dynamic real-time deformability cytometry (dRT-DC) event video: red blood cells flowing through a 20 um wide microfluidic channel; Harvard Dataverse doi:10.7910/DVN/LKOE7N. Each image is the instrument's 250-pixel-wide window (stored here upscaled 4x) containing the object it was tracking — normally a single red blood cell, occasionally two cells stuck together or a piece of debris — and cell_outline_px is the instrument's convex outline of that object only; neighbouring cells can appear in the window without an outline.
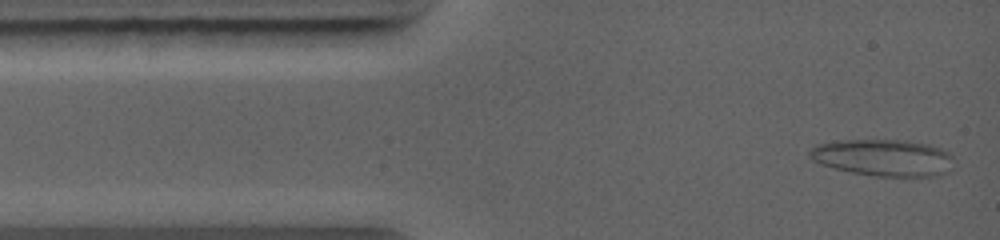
{"species": "common noctule bat (a hibernating species)", "species_latin": "Nyctalus noctula", "temperature_condition": "warm", "stored_images_in_passage": 80, "segment_of_instrument_passage": [1, 2], "camera_frame_rate_fps": 5000, "um_per_image_px": 0.085, "animal": {"sex": "female", "body_mass_g": 19.0, "forearm_length_mm": 56.7}, "frame": {"image": 1, "passage_image": 2, "time_ms": 0.2, "image_size_px": [1000, 240], "cell_outline_px": [[952, 156], [948, 172], [936, 176], [876, 176], [852, 172], [820, 164], [812, 160], [808, 156], [808, 152], [816, 144], [836, 140], [908, 140], [928, 144], [944, 148]], "centroid_in_image_um": [75.06, 13.38], "position_along_channel_um": 9.9, "area_um2": 30.98}}
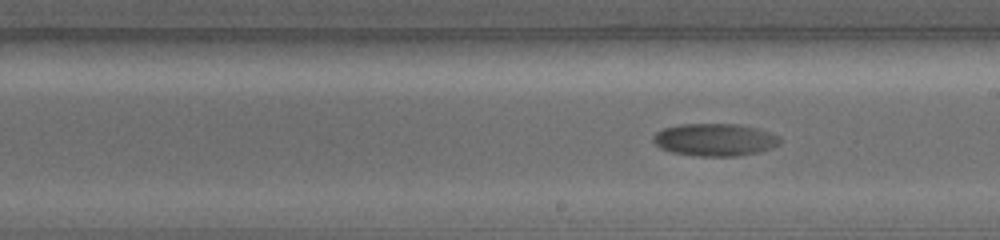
{"frame": {"image": 2, "passage_image": 34, "time_ms": 6.6, "image_size_px": [1000, 240], "cell_outline_px": [[780, 144], [772, 148], [760, 152], [736, 156], [696, 156], [672, 152], [660, 148], [652, 140], [652, 136], [656, 132], [664, 128], [680, 124], [736, 124], [756, 128], [780, 136]], "centroid_in_image_um": [60.76, 11.88], "position_along_channel_um": 228.2, "area_um2": 24.04}}
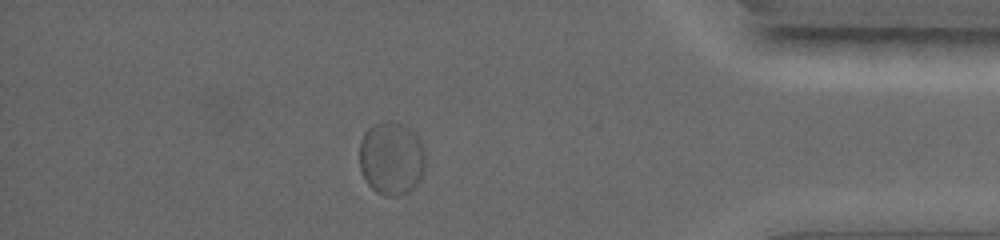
{"frame": {"image": 3, "passage_image": 61, "time_ms": 11.4, "image_size_px": [1000, 240], "cell_outline_px": [[424, 172], [420, 180], [408, 192], [400, 196], [384, 196], [376, 192], [368, 184], [360, 168], [360, 140], [364, 132], [372, 124], [380, 120], [388, 120], [404, 124], [420, 140], [424, 148]], "centroid_in_image_um": [33.26, 13.44], "position_along_channel_um": 401.9, "area_um2": 28.5}}